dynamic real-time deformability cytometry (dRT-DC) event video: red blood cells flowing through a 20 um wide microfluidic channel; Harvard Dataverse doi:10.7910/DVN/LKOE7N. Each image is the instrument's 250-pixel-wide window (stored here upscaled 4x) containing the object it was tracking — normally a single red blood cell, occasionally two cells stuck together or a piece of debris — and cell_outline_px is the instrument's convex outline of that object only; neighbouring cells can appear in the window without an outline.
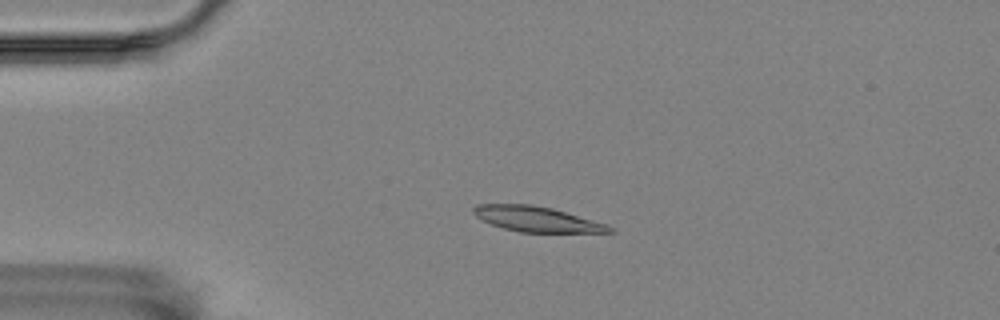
{"species": "Egyptian fruit bat (a non-hibernating species)", "species_latin": "Rousettus aegyptiacus", "temperature_condition": "room temperature", "stored_images_in_passage": 22, "camera_frame_rate_fps": 3000, "um_per_image_px": 0.085, "animal": {"sex": "female"}, "frame": {"image": 1, "passage_image": 4, "time_ms": 1.0, "image_size_px": [1000, 320], "cell_outline_px": [[616, 232], [520, 232], [504, 228], [492, 224], [476, 216], [472, 212], [472, 208], [476, 204], [532, 204], [552, 208], [608, 224], [616, 228]], "centroid_in_image_um": [45.67, 18.62], "position_along_channel_um": 39.3, "area_um2": 20.0}}
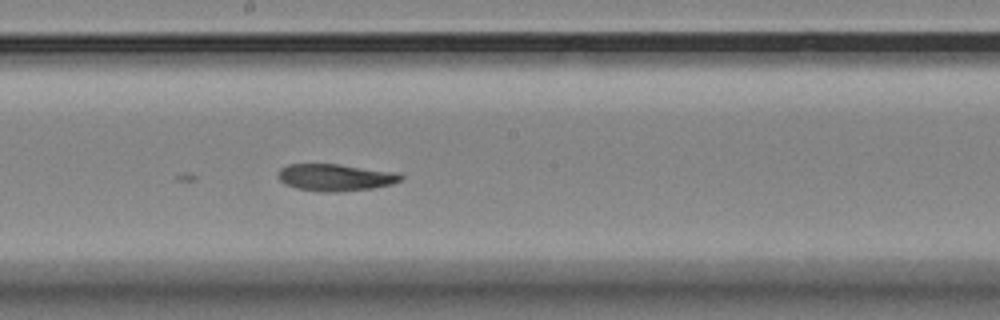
{"frame": {"image": 2, "passage_image": 22, "time_ms": 7.0, "image_size_px": [1000, 320], "cell_outline_px": [[404, 180], [392, 184], [372, 188], [340, 192], [320, 192], [296, 188], [284, 184], [276, 176], [276, 172], [280, 168], [288, 164], [340, 164], [400, 172], [404, 176]], "centroid_in_image_um": [28.53, 15.07], "position_along_channel_um": 219.7, "area_um2": 19.83}}